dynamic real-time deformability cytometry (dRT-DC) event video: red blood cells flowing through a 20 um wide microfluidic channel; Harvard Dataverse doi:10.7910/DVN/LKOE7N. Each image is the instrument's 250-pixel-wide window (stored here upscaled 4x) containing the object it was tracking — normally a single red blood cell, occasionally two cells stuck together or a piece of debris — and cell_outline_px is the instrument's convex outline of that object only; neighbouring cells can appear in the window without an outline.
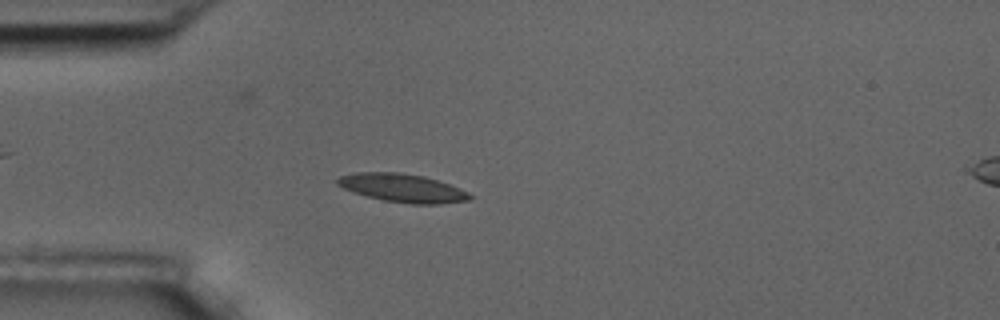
{"species": "common noctule bat (a hibernating species)", "species_latin": "Nyctalus noctula", "temperature_condition": "room temperature", "stored_images_in_passage": 6, "camera_frame_rate_fps": 3000, "um_per_image_px": 0.085, "animal": {"sex": "male", "body_mass_g": 17.5, "forearm_length_mm": 52.3}, "frame": {"image": 1, "passage_image": 5, "time_ms": 4.333, "image_size_px": [1000, 320], "cell_outline_px": [[472, 200], [436, 204], [412, 204], [384, 200], [352, 192], [336, 184], [336, 180], [340, 176], [352, 172], [400, 172], [424, 176], [460, 188], [468, 192], [472, 196]], "centroid_in_image_um": [34.2, 15.97], "position_along_channel_um": 50.8, "area_um2": 21.85}}